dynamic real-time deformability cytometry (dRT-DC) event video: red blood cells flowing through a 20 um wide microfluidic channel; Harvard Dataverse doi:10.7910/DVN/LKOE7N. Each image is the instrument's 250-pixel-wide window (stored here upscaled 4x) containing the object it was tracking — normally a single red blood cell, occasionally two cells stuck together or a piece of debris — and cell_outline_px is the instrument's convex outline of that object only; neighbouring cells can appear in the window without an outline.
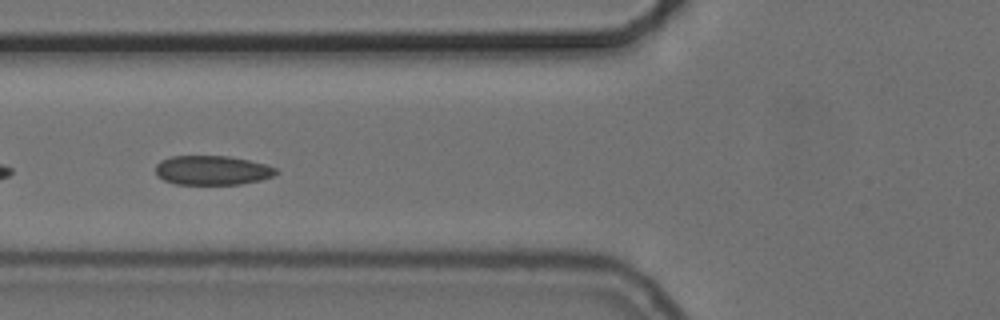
{"species": "common noctule bat (a hibernating species)", "species_latin": "Nyctalus noctula", "temperature_condition": "cold", "stored_images_in_passage": 28, "camera_frame_rate_fps": 3000, "um_per_image_px": 0.085, "animal": {"sex": "female", "body_mass_g": 24.6, "forearm_length_mm": 56.2}, "frame": {"image": 1, "passage_image": 19, "time_ms": 6.0, "image_size_px": [1000, 320], "cell_outline_px": [[280, 172], [272, 176], [260, 180], [240, 184], [176, 184], [164, 180], [156, 176], [156, 164], [160, 160], [172, 156], [228, 156], [248, 160], [264, 164], [276, 168]], "centroid_in_image_um": [18.02, 14.47], "position_along_channel_um": 107.8, "area_um2": 20.58}}
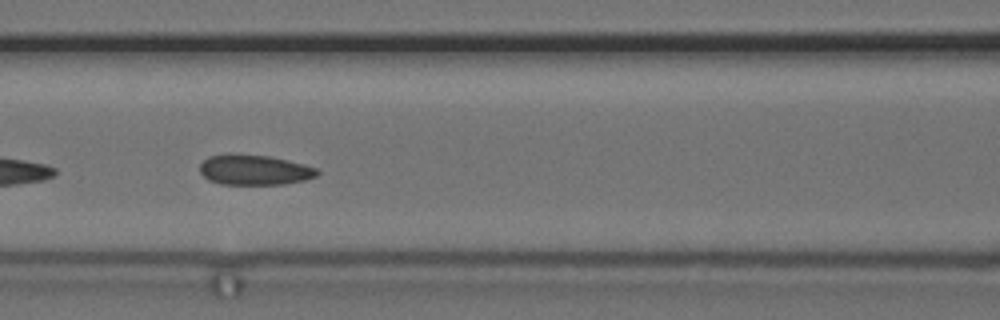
{"frame": {"image": 2, "passage_image": 22, "time_ms": 7.0, "image_size_px": [1000, 320], "cell_outline_px": [[320, 172], [316, 176], [304, 180], [284, 184], [220, 184], [208, 180], [200, 172], [200, 164], [208, 156], [228, 152], [232, 152], [268, 156], [288, 160], [320, 168]], "centroid_in_image_um": [21.61, 14.42], "position_along_channel_um": 145.0, "area_um2": 21.1}}